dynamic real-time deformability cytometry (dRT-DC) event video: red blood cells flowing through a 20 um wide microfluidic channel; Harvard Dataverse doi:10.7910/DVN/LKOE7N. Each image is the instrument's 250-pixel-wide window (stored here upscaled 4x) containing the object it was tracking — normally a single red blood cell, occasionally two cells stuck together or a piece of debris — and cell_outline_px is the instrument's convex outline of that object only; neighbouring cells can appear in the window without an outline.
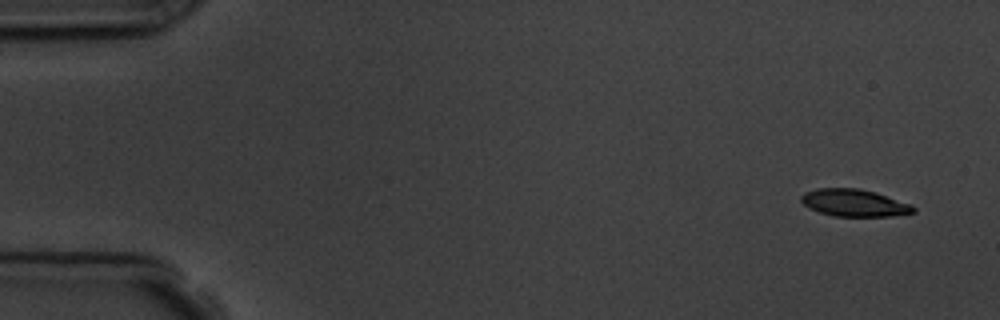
{"species": "common noctule bat (a hibernating species)", "species_latin": "Nyctalus noctula", "temperature_condition": "room temperature", "stored_images_in_passage": 7, "camera_frame_rate_fps": 3000, "um_per_image_px": 0.085, "animal": {"sex": "male", "body_mass_g": 19.5, "forearm_length_mm": 54.6}, "frame": {"image": 1, "passage_image": 1, "time_ms": 0.0, "image_size_px": [1000, 320], "cell_outline_px": [[916, 212], [892, 216], [832, 216], [808, 208], [800, 200], [800, 196], [804, 192], [816, 188], [860, 188], [876, 192], [912, 204], [916, 208]], "centroid_in_image_um": [72.61, 17.24], "position_along_channel_um": 12.4, "area_um2": 18.03}}
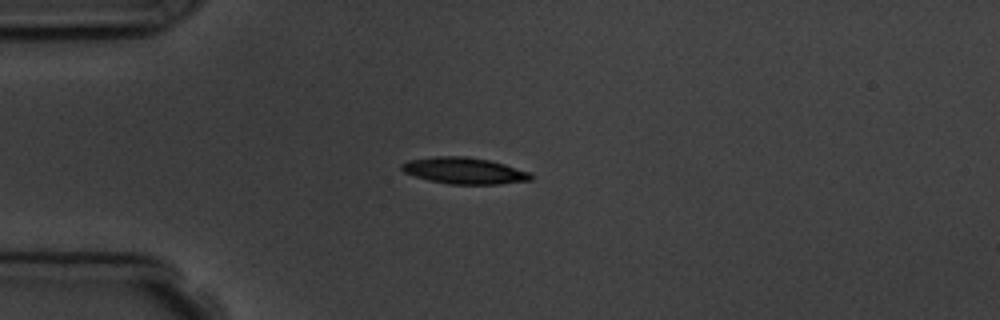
{"frame": {"image": 2, "passage_image": 4, "time_ms": 3.667, "image_size_px": [1000, 320], "cell_outline_px": [[532, 180], [496, 184], [448, 184], [428, 180], [404, 172], [400, 168], [400, 164], [408, 160], [436, 156], [464, 156], [488, 160], [504, 164], [532, 172]], "centroid_in_image_um": [39.46, 14.51], "position_along_channel_um": 45.5, "area_um2": 19.88}}